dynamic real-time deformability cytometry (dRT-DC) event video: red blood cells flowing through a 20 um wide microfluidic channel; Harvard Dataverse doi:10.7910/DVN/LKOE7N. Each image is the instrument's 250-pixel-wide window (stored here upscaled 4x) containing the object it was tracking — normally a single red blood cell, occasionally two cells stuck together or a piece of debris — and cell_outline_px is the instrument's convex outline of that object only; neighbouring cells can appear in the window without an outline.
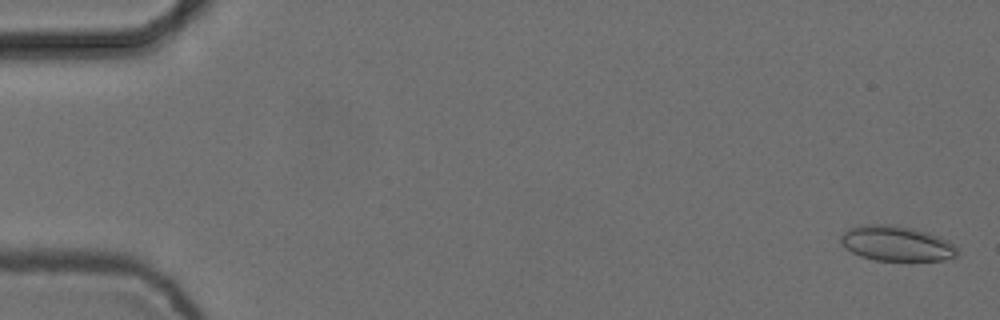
{"species": "common noctule bat (a hibernating species)", "species_latin": "Nyctalus noctula", "temperature_condition": "cold", "stored_images_in_passage": 5, "camera_frame_rate_fps": 3000, "um_per_image_px": 0.085, "animal": {"sex": "female", "body_mass_g": 24.6, "forearm_length_mm": 56.2}, "frame": {"image": 1, "passage_image": 1, "time_ms": 0.0, "image_size_px": [1000, 320], "cell_outline_px": [[960, 252], [956, 256], [944, 260], [876, 260], [860, 256], [844, 248], [840, 240], [840, 236], [848, 228], [864, 224], [892, 224], [912, 228], [928, 232], [940, 236], [956, 244]], "centroid_in_image_um": [76.23, 20.68], "position_along_channel_um": 8.8, "area_um2": 24.16}}